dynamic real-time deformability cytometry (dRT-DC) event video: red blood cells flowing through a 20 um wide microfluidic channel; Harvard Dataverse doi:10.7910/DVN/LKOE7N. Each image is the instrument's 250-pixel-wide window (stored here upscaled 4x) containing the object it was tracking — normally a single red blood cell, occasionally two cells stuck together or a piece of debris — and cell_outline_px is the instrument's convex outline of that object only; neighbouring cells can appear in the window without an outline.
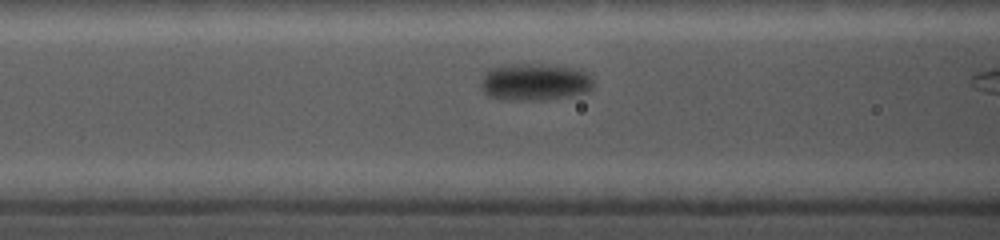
{"species": "common noctule bat (a hibernating species)", "species_latin": "Nyctalus noctula", "temperature_condition": "cold", "stored_images_in_passage": 8, "camera_frame_rate_fps": 5000, "um_per_image_px": 0.085, "animal": {"sex": "female", "body_mass_g": 19.0, "forearm_length_mm": 56.7}, "frame": {"image": 1, "passage_image": 7, "time_ms": 2.6, "image_size_px": [1000, 240], "cell_outline_px": [[592, 88], [588, 92], [572, 96], [540, 100], [500, 100], [488, 96], [480, 88], [480, 84], [484, 72], [488, 68], [500, 64], [544, 64], [584, 68], [588, 72], [592, 80]], "centroid_in_image_um": [45.44, 6.95], "position_along_channel_um": 121.2, "area_um2": 25.2}}